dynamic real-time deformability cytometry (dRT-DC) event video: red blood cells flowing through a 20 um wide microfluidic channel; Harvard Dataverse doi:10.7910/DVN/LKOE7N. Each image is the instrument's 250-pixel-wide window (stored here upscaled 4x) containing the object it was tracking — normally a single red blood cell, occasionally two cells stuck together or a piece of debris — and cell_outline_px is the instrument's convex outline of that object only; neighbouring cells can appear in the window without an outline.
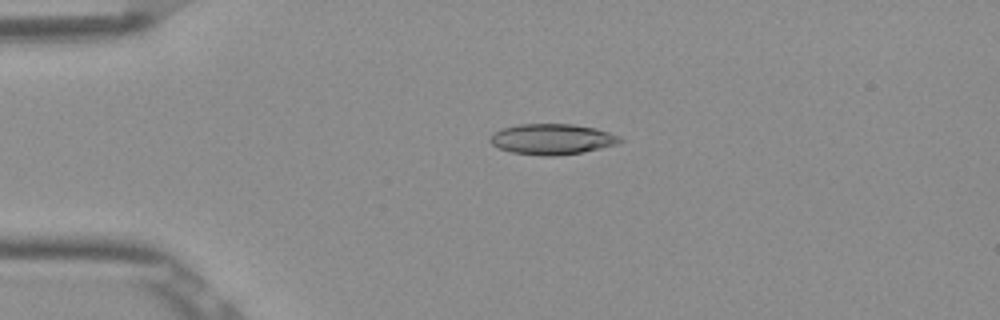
{"species": "Egyptian fruit bat (a non-hibernating species)", "species_latin": "Rousettus aegyptiacus", "temperature_condition": "room temperature", "stored_images_in_passage": 3, "camera_frame_rate_fps": 3000, "um_per_image_px": 0.085, "frame": {"image": 1, "passage_image": 3, "time_ms": 0.667, "image_size_px": [1000, 320], "cell_outline_px": [[624, 140], [616, 144], [600, 148], [580, 152], [556, 156], [544, 156], [512, 152], [500, 148], [492, 144], [488, 140], [492, 132], [504, 128], [520, 124], [572, 124], [596, 128], [620, 136]], "centroid_in_image_um": [46.91, 11.82], "position_along_channel_um": 38.1, "area_um2": 23.06}}